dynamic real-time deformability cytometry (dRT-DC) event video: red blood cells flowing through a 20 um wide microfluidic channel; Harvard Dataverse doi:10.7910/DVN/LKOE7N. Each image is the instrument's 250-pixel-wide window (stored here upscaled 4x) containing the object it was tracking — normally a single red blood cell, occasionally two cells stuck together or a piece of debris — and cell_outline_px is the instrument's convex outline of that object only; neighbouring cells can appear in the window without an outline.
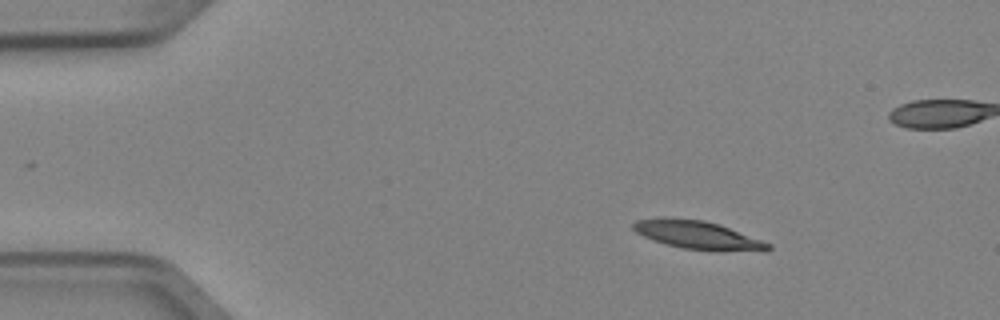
{"species": "Egyptian fruit bat (a non-hibernating species)", "species_latin": "Rousettus aegyptiacus", "temperature_condition": "cold", "stored_images_in_passage": 5, "camera_frame_rate_fps": 3000, "um_per_image_px": 0.085, "animal": {"sex": "female"}, "frame": {"image": 1, "passage_image": 2, "time_ms": 0.333, "image_size_px": [1000, 320], "cell_outline_px": [[772, 248], [768, 252], [764, 252], [684, 248], [652, 240], [636, 232], [632, 228], [632, 224], [636, 220], [664, 216], [704, 220], [728, 228], [772, 244]], "centroid_in_image_um": [59.29, 19.96], "position_along_channel_um": 25.7, "area_um2": 21.96}}